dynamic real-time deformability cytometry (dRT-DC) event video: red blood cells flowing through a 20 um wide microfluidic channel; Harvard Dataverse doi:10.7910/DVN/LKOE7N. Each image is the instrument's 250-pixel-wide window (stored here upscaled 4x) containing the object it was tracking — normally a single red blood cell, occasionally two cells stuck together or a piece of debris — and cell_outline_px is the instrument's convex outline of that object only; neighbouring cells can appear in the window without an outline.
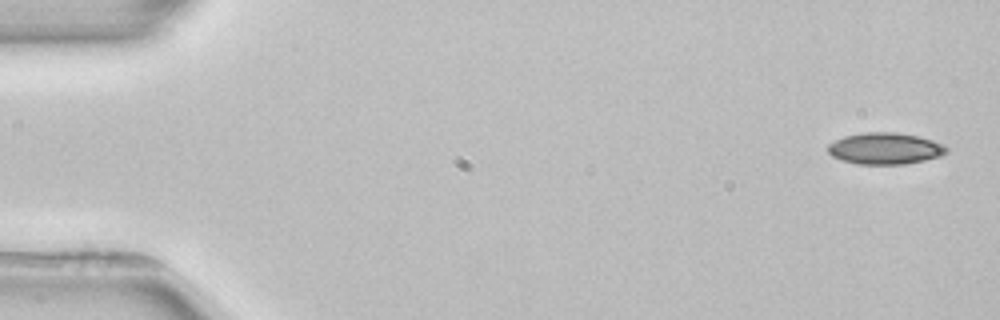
{"species": "common noctule bat (a hibernating species)", "species_latin": "Nyctalus noctula", "temperature_condition": "room temperature", "stored_images_in_passage": 4, "segment_of_instrument_passage": [1, 2], "camera_frame_rate_fps": 3000, "um_per_image_px": 0.085, "animal": {"sex": "female", "body_mass_g": 22.7, "forearm_length_mm": 54.2}, "frame": {"image": 1, "passage_image": 1, "time_ms": 0.0, "image_size_px": [1000, 320], "cell_outline_px": [[948, 152], [940, 156], [924, 160], [904, 164], [856, 164], [840, 160], [832, 156], [828, 152], [828, 144], [844, 136], [864, 132], [892, 132], [920, 136], [944, 144], [948, 148]], "centroid_in_image_um": [75.23, 12.62], "position_along_channel_um": 9.8, "area_um2": 21.91}}
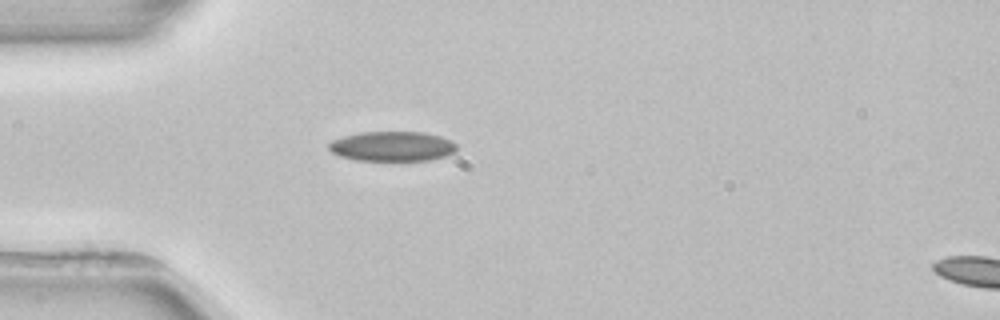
{"frame": {"image": 2, "passage_image": 3, "time_ms": 4.333, "image_size_px": [1000, 320], "cell_outline_px": [[456, 152], [444, 156], [428, 160], [356, 160], [340, 156], [332, 152], [328, 148], [328, 144], [332, 140], [344, 136], [360, 132], [424, 132], [440, 136], [452, 140], [456, 144]], "centroid_in_image_um": [33.35, 12.43], "position_along_channel_um": 51.7, "area_um2": 22.2}}